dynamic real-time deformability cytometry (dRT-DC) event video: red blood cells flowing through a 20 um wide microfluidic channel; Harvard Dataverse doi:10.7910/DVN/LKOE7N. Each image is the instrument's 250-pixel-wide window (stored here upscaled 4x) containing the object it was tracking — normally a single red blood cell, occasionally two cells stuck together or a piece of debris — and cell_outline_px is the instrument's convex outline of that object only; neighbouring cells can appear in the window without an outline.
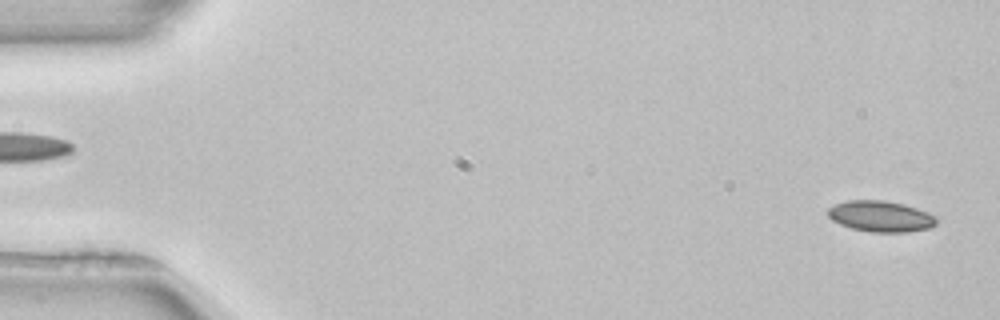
{"species": "common noctule bat (a hibernating species)", "species_latin": "Nyctalus noctula", "temperature_condition": "room temperature", "stored_images_in_passage": 44, "camera_frame_rate_fps": 3000, "um_per_image_px": 0.085, "animal": {"sex": "female", "body_mass_g": 22.7, "forearm_length_mm": 54.2}, "frame": {"image": 1, "passage_image": 2, "time_ms": 0.333, "image_size_px": [1000, 320], "cell_outline_px": [[940, 220], [936, 224], [928, 228], [908, 232], [872, 232], [852, 228], [840, 224], [832, 220], [828, 216], [828, 208], [836, 204], [848, 200], [884, 200], [904, 204], [928, 212], [936, 216]], "centroid_in_image_um": [74.89, 18.38], "position_along_channel_um": 10.1, "area_um2": 19.65}}
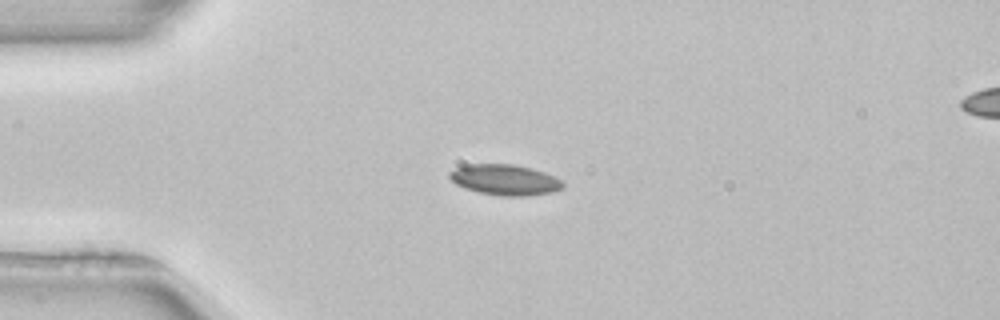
{"frame": {"image": 2, "passage_image": 13, "time_ms": 4.0, "image_size_px": [1000, 320], "cell_outline_px": [[564, 184], [560, 188], [552, 192], [524, 196], [504, 196], [480, 192], [464, 188], [456, 184], [448, 176], [448, 172], [456, 168], [468, 164], [512, 164], [532, 168], [544, 172], [560, 180]], "centroid_in_image_um": [42.88, 15.27], "position_along_channel_um": 42.1, "area_um2": 20.0}}
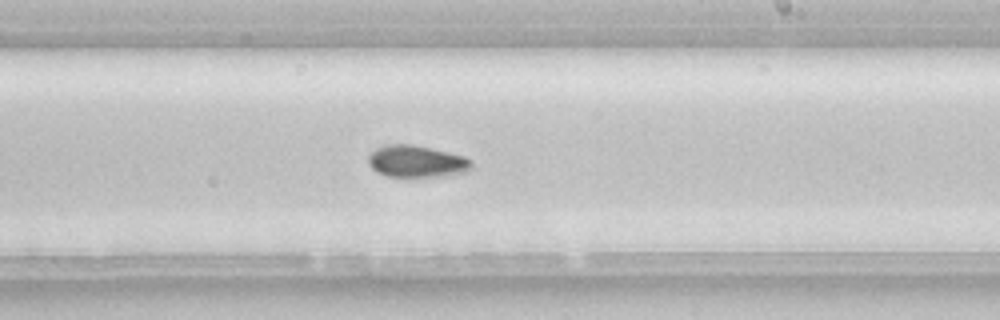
{"frame": {"image": 3, "passage_image": 31, "time_ms": 10.0, "image_size_px": [1000, 320], "cell_outline_px": [[472, 168], [464, 172], [432, 176], [388, 176], [376, 172], [368, 164], [368, 156], [376, 148], [384, 144], [412, 144], [448, 152], [464, 156], [472, 160]], "centroid_in_image_um": [35.37, 13.7], "position_along_channel_um": 253.6, "area_um2": 19.02}, "authors_computed_cell_mechanics": {"area_um2": 19.2185, "velocity_mm_per_s": 3.9385, "shape_relaxation_time_tau1_ms": 4.862, "shape_relaxation_time_tau2_ms": null, "deformation_change_tau1": 0.0926, "deformation_change_tau2": null}}